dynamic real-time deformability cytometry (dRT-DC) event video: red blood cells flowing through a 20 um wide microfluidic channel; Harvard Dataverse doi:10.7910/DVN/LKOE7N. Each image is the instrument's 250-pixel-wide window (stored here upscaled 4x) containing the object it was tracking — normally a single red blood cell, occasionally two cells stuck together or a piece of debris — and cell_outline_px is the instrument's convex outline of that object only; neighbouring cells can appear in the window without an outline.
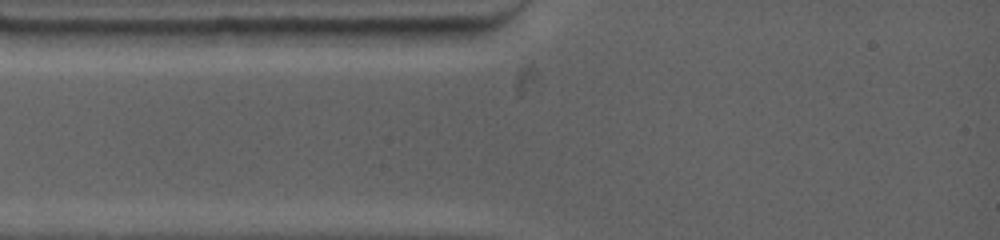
{"species": "common noctule bat (a hibernating species)", "species_latin": "Nyctalus noctula", "temperature_condition": "warm", "stored_images_in_passage": 2, "segment_of_instrument_passage": [1, 2], "camera_frame_rate_fps": 4500, "um_per_image_px": 0.085, "animal": {"sex": "female", "body_mass_g": 19.0, "forearm_length_mm": 53.3}, "frame": {"image": 1, "passage_image": 1, "time_ms": 0.0, "image_size_px": [1000, 240], "cell_outline_px": [[136, 36], [132, 44], [104, 48], [40, 48], [36, 32], [68, 28], [88, 28], [136, 32]], "centroid_in_image_um": [7.17, 3.26], "position_along_channel_um": 77.8, "area_um2": 12.43}}